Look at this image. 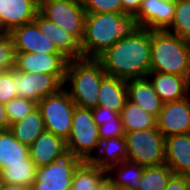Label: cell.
Instances as JSON below:
<instances>
[{"label":"cell","mask_w":190,"mask_h":190,"mask_svg":"<svg viewBox=\"0 0 190 190\" xmlns=\"http://www.w3.org/2000/svg\"><path fill=\"white\" fill-rule=\"evenodd\" d=\"M5 106L8 121L11 125L30 114L37 107V103L23 97H16L5 103Z\"/></svg>","instance_id":"31"},{"label":"cell","mask_w":190,"mask_h":190,"mask_svg":"<svg viewBox=\"0 0 190 190\" xmlns=\"http://www.w3.org/2000/svg\"><path fill=\"white\" fill-rule=\"evenodd\" d=\"M150 71L176 74L190 81L188 40L166 30H151Z\"/></svg>","instance_id":"4"},{"label":"cell","mask_w":190,"mask_h":190,"mask_svg":"<svg viewBox=\"0 0 190 190\" xmlns=\"http://www.w3.org/2000/svg\"><path fill=\"white\" fill-rule=\"evenodd\" d=\"M38 0H0V29L10 33L14 28L33 22L39 13Z\"/></svg>","instance_id":"14"},{"label":"cell","mask_w":190,"mask_h":190,"mask_svg":"<svg viewBox=\"0 0 190 190\" xmlns=\"http://www.w3.org/2000/svg\"><path fill=\"white\" fill-rule=\"evenodd\" d=\"M36 170L37 167L29 157L26 159V164L7 165L1 172L7 184L31 187L35 180Z\"/></svg>","instance_id":"28"},{"label":"cell","mask_w":190,"mask_h":190,"mask_svg":"<svg viewBox=\"0 0 190 190\" xmlns=\"http://www.w3.org/2000/svg\"><path fill=\"white\" fill-rule=\"evenodd\" d=\"M172 175V170L166 164L144 167L137 190H164Z\"/></svg>","instance_id":"29"},{"label":"cell","mask_w":190,"mask_h":190,"mask_svg":"<svg viewBox=\"0 0 190 190\" xmlns=\"http://www.w3.org/2000/svg\"><path fill=\"white\" fill-rule=\"evenodd\" d=\"M156 119L165 138L190 133V94L184 99L163 103Z\"/></svg>","instance_id":"12"},{"label":"cell","mask_w":190,"mask_h":190,"mask_svg":"<svg viewBox=\"0 0 190 190\" xmlns=\"http://www.w3.org/2000/svg\"><path fill=\"white\" fill-rule=\"evenodd\" d=\"M87 13H122L121 0H81Z\"/></svg>","instance_id":"34"},{"label":"cell","mask_w":190,"mask_h":190,"mask_svg":"<svg viewBox=\"0 0 190 190\" xmlns=\"http://www.w3.org/2000/svg\"><path fill=\"white\" fill-rule=\"evenodd\" d=\"M16 51L13 39L9 33L0 35V71L15 67Z\"/></svg>","instance_id":"32"},{"label":"cell","mask_w":190,"mask_h":190,"mask_svg":"<svg viewBox=\"0 0 190 190\" xmlns=\"http://www.w3.org/2000/svg\"><path fill=\"white\" fill-rule=\"evenodd\" d=\"M9 34L13 39L16 52L61 53L54 43L39 30L34 21L14 28Z\"/></svg>","instance_id":"15"},{"label":"cell","mask_w":190,"mask_h":190,"mask_svg":"<svg viewBox=\"0 0 190 190\" xmlns=\"http://www.w3.org/2000/svg\"><path fill=\"white\" fill-rule=\"evenodd\" d=\"M82 160L68 153L63 158L37 168L30 190H69L72 176Z\"/></svg>","instance_id":"9"},{"label":"cell","mask_w":190,"mask_h":190,"mask_svg":"<svg viewBox=\"0 0 190 190\" xmlns=\"http://www.w3.org/2000/svg\"><path fill=\"white\" fill-rule=\"evenodd\" d=\"M39 30L49 38L56 48L69 59L83 58L81 42L72 34L49 21L40 12L33 20Z\"/></svg>","instance_id":"17"},{"label":"cell","mask_w":190,"mask_h":190,"mask_svg":"<svg viewBox=\"0 0 190 190\" xmlns=\"http://www.w3.org/2000/svg\"><path fill=\"white\" fill-rule=\"evenodd\" d=\"M109 76L123 80L145 78L151 64V30L139 27L97 58Z\"/></svg>","instance_id":"1"},{"label":"cell","mask_w":190,"mask_h":190,"mask_svg":"<svg viewBox=\"0 0 190 190\" xmlns=\"http://www.w3.org/2000/svg\"><path fill=\"white\" fill-rule=\"evenodd\" d=\"M144 167L131 161H123L106 170L108 178L119 190H137L143 175Z\"/></svg>","instance_id":"24"},{"label":"cell","mask_w":190,"mask_h":190,"mask_svg":"<svg viewBox=\"0 0 190 190\" xmlns=\"http://www.w3.org/2000/svg\"><path fill=\"white\" fill-rule=\"evenodd\" d=\"M166 31L180 38L190 39V0H176L175 15Z\"/></svg>","instance_id":"30"},{"label":"cell","mask_w":190,"mask_h":190,"mask_svg":"<svg viewBox=\"0 0 190 190\" xmlns=\"http://www.w3.org/2000/svg\"><path fill=\"white\" fill-rule=\"evenodd\" d=\"M68 61L63 53L16 52L14 69L17 72L54 75L63 84Z\"/></svg>","instance_id":"10"},{"label":"cell","mask_w":190,"mask_h":190,"mask_svg":"<svg viewBox=\"0 0 190 190\" xmlns=\"http://www.w3.org/2000/svg\"><path fill=\"white\" fill-rule=\"evenodd\" d=\"M5 184H6L5 179L3 178V174L0 171V190L3 189V187L5 186Z\"/></svg>","instance_id":"42"},{"label":"cell","mask_w":190,"mask_h":190,"mask_svg":"<svg viewBox=\"0 0 190 190\" xmlns=\"http://www.w3.org/2000/svg\"><path fill=\"white\" fill-rule=\"evenodd\" d=\"M10 128V123L8 121V115L6 112V106L0 103V131H5Z\"/></svg>","instance_id":"39"},{"label":"cell","mask_w":190,"mask_h":190,"mask_svg":"<svg viewBox=\"0 0 190 190\" xmlns=\"http://www.w3.org/2000/svg\"><path fill=\"white\" fill-rule=\"evenodd\" d=\"M128 161L143 167L165 164V136L158 127L126 132Z\"/></svg>","instance_id":"5"},{"label":"cell","mask_w":190,"mask_h":190,"mask_svg":"<svg viewBox=\"0 0 190 190\" xmlns=\"http://www.w3.org/2000/svg\"><path fill=\"white\" fill-rule=\"evenodd\" d=\"M100 142L98 125L94 121L92 109L76 106L71 132L66 141L68 153L82 161H90L94 156L92 153L98 151Z\"/></svg>","instance_id":"6"},{"label":"cell","mask_w":190,"mask_h":190,"mask_svg":"<svg viewBox=\"0 0 190 190\" xmlns=\"http://www.w3.org/2000/svg\"><path fill=\"white\" fill-rule=\"evenodd\" d=\"M107 75L96 58L69 59L63 86L76 106L94 109L98 106V94L102 79Z\"/></svg>","instance_id":"3"},{"label":"cell","mask_w":190,"mask_h":190,"mask_svg":"<svg viewBox=\"0 0 190 190\" xmlns=\"http://www.w3.org/2000/svg\"><path fill=\"white\" fill-rule=\"evenodd\" d=\"M128 100L127 81L106 75L99 88L98 106L121 113Z\"/></svg>","instance_id":"21"},{"label":"cell","mask_w":190,"mask_h":190,"mask_svg":"<svg viewBox=\"0 0 190 190\" xmlns=\"http://www.w3.org/2000/svg\"><path fill=\"white\" fill-rule=\"evenodd\" d=\"M98 133L102 141L107 138L124 136L125 130L121 119H113L103 121V124L98 126Z\"/></svg>","instance_id":"35"},{"label":"cell","mask_w":190,"mask_h":190,"mask_svg":"<svg viewBox=\"0 0 190 190\" xmlns=\"http://www.w3.org/2000/svg\"><path fill=\"white\" fill-rule=\"evenodd\" d=\"M92 113L94 121L98 126L103 124V121L121 119L120 113L113 112L109 108L102 106H97L96 108L92 109Z\"/></svg>","instance_id":"36"},{"label":"cell","mask_w":190,"mask_h":190,"mask_svg":"<svg viewBox=\"0 0 190 190\" xmlns=\"http://www.w3.org/2000/svg\"><path fill=\"white\" fill-rule=\"evenodd\" d=\"M164 190H188L185 175L173 174Z\"/></svg>","instance_id":"37"},{"label":"cell","mask_w":190,"mask_h":190,"mask_svg":"<svg viewBox=\"0 0 190 190\" xmlns=\"http://www.w3.org/2000/svg\"><path fill=\"white\" fill-rule=\"evenodd\" d=\"M165 164L173 174H190V133L165 138Z\"/></svg>","instance_id":"19"},{"label":"cell","mask_w":190,"mask_h":190,"mask_svg":"<svg viewBox=\"0 0 190 190\" xmlns=\"http://www.w3.org/2000/svg\"><path fill=\"white\" fill-rule=\"evenodd\" d=\"M146 77L163 103L178 101L190 94V81L184 76L150 71Z\"/></svg>","instance_id":"18"},{"label":"cell","mask_w":190,"mask_h":190,"mask_svg":"<svg viewBox=\"0 0 190 190\" xmlns=\"http://www.w3.org/2000/svg\"><path fill=\"white\" fill-rule=\"evenodd\" d=\"M97 152L98 155L95 153L90 162L105 170L128 161V148L124 136L102 140Z\"/></svg>","instance_id":"22"},{"label":"cell","mask_w":190,"mask_h":190,"mask_svg":"<svg viewBox=\"0 0 190 190\" xmlns=\"http://www.w3.org/2000/svg\"><path fill=\"white\" fill-rule=\"evenodd\" d=\"M9 130L19 142L30 147L37 137L46 130L39 108L36 107L22 120L11 124Z\"/></svg>","instance_id":"23"},{"label":"cell","mask_w":190,"mask_h":190,"mask_svg":"<svg viewBox=\"0 0 190 190\" xmlns=\"http://www.w3.org/2000/svg\"><path fill=\"white\" fill-rule=\"evenodd\" d=\"M39 12L49 21L74 35L80 42L84 35L85 11L81 0H45Z\"/></svg>","instance_id":"8"},{"label":"cell","mask_w":190,"mask_h":190,"mask_svg":"<svg viewBox=\"0 0 190 190\" xmlns=\"http://www.w3.org/2000/svg\"><path fill=\"white\" fill-rule=\"evenodd\" d=\"M142 0H121L122 13L136 16L139 12Z\"/></svg>","instance_id":"38"},{"label":"cell","mask_w":190,"mask_h":190,"mask_svg":"<svg viewBox=\"0 0 190 190\" xmlns=\"http://www.w3.org/2000/svg\"><path fill=\"white\" fill-rule=\"evenodd\" d=\"M65 88L63 86L57 93L40 100L37 107L43 117L46 130L67 141L76 105Z\"/></svg>","instance_id":"7"},{"label":"cell","mask_w":190,"mask_h":190,"mask_svg":"<svg viewBox=\"0 0 190 190\" xmlns=\"http://www.w3.org/2000/svg\"><path fill=\"white\" fill-rule=\"evenodd\" d=\"M176 0H142L135 16L139 27L149 30H167L173 21Z\"/></svg>","instance_id":"13"},{"label":"cell","mask_w":190,"mask_h":190,"mask_svg":"<svg viewBox=\"0 0 190 190\" xmlns=\"http://www.w3.org/2000/svg\"><path fill=\"white\" fill-rule=\"evenodd\" d=\"M67 154L66 141L47 130L29 147L30 159L37 168L59 160Z\"/></svg>","instance_id":"16"},{"label":"cell","mask_w":190,"mask_h":190,"mask_svg":"<svg viewBox=\"0 0 190 190\" xmlns=\"http://www.w3.org/2000/svg\"><path fill=\"white\" fill-rule=\"evenodd\" d=\"M125 133L136 130L151 129L157 126L155 116L145 112L143 108L127 100L120 113Z\"/></svg>","instance_id":"26"},{"label":"cell","mask_w":190,"mask_h":190,"mask_svg":"<svg viewBox=\"0 0 190 190\" xmlns=\"http://www.w3.org/2000/svg\"><path fill=\"white\" fill-rule=\"evenodd\" d=\"M105 176V169L97 167L90 161H82L73 173L71 190H96Z\"/></svg>","instance_id":"27"},{"label":"cell","mask_w":190,"mask_h":190,"mask_svg":"<svg viewBox=\"0 0 190 190\" xmlns=\"http://www.w3.org/2000/svg\"><path fill=\"white\" fill-rule=\"evenodd\" d=\"M185 177L188 185V190H190V174L185 175Z\"/></svg>","instance_id":"43"},{"label":"cell","mask_w":190,"mask_h":190,"mask_svg":"<svg viewBox=\"0 0 190 190\" xmlns=\"http://www.w3.org/2000/svg\"><path fill=\"white\" fill-rule=\"evenodd\" d=\"M96 190H119V188L106 175L98 184Z\"/></svg>","instance_id":"40"},{"label":"cell","mask_w":190,"mask_h":190,"mask_svg":"<svg viewBox=\"0 0 190 190\" xmlns=\"http://www.w3.org/2000/svg\"><path fill=\"white\" fill-rule=\"evenodd\" d=\"M29 147L19 142L8 129L0 131V171L7 165L26 164Z\"/></svg>","instance_id":"25"},{"label":"cell","mask_w":190,"mask_h":190,"mask_svg":"<svg viewBox=\"0 0 190 190\" xmlns=\"http://www.w3.org/2000/svg\"><path fill=\"white\" fill-rule=\"evenodd\" d=\"M127 91L129 101L141 106L145 112L158 117L163 102L147 77L128 80Z\"/></svg>","instance_id":"20"},{"label":"cell","mask_w":190,"mask_h":190,"mask_svg":"<svg viewBox=\"0 0 190 190\" xmlns=\"http://www.w3.org/2000/svg\"><path fill=\"white\" fill-rule=\"evenodd\" d=\"M15 69L0 71V103H7L17 97Z\"/></svg>","instance_id":"33"},{"label":"cell","mask_w":190,"mask_h":190,"mask_svg":"<svg viewBox=\"0 0 190 190\" xmlns=\"http://www.w3.org/2000/svg\"><path fill=\"white\" fill-rule=\"evenodd\" d=\"M15 82L17 97L36 103L63 88V84L54 75L43 73L34 74L15 70Z\"/></svg>","instance_id":"11"},{"label":"cell","mask_w":190,"mask_h":190,"mask_svg":"<svg viewBox=\"0 0 190 190\" xmlns=\"http://www.w3.org/2000/svg\"><path fill=\"white\" fill-rule=\"evenodd\" d=\"M139 28L135 16L123 13H87L81 41L83 58H98L117 41Z\"/></svg>","instance_id":"2"},{"label":"cell","mask_w":190,"mask_h":190,"mask_svg":"<svg viewBox=\"0 0 190 190\" xmlns=\"http://www.w3.org/2000/svg\"><path fill=\"white\" fill-rule=\"evenodd\" d=\"M2 190H30V187L18 184H5Z\"/></svg>","instance_id":"41"}]
</instances>
